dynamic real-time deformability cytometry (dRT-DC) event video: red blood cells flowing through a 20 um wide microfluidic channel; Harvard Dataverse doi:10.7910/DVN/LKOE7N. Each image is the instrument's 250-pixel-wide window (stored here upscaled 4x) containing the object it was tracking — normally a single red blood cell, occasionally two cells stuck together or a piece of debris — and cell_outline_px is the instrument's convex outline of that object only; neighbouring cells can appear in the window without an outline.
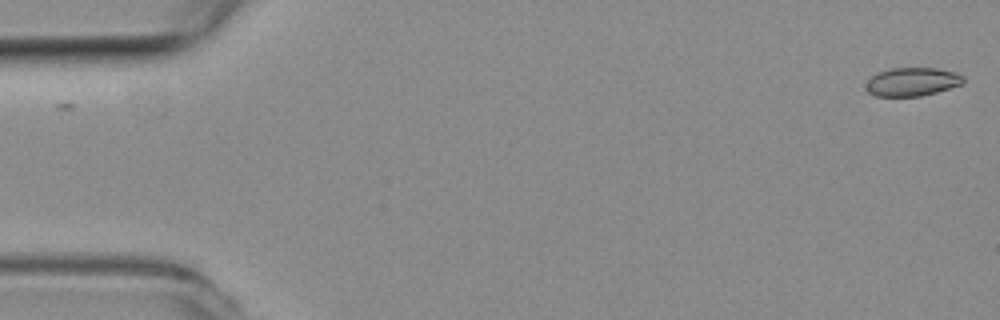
{"species": "common noctule bat (a hibernating species)", "species_latin": "Nyctalus noctula", "temperature_condition": "room temperature", "stored_images_in_passage": 53, "camera_frame_rate_fps": 3000, "um_per_image_px": 0.085, "animal": {"sex": "female", "body_mass_g": 19.3, "forearm_length_mm": 54.1}, "frame": {"image": 1, "passage_image": 1, "time_ms": 0.0, "image_size_px": [1000, 320], "cell_outline_px": [[964, 84], [936, 92], [920, 96], [876, 96], [868, 92], [864, 88], [868, 80], [876, 72], [892, 68], [936, 68], [956, 72], [964, 76]], "centroid_in_image_um": [77.54, 6.95], "position_along_channel_um": 7.5, "area_um2": 16.3}}
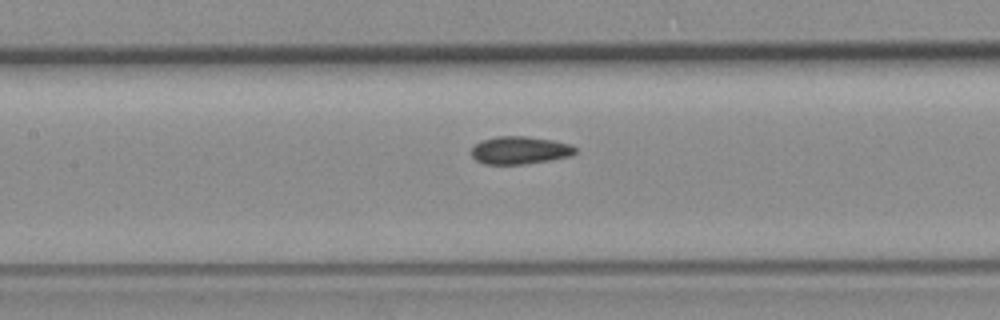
{"frame": {"image": 2, "passage_image": 24, "time_ms": 7.667, "image_size_px": [1000, 320], "cell_outline_px": [[576, 152], [572, 156], [552, 160], [524, 164], [484, 164], [476, 160], [472, 156], [472, 148], [476, 144], [484, 140], [496, 136], [524, 136], [552, 140], [572, 144], [576, 148]], "centroid_in_image_um": [44.23, 12.78], "position_along_channel_um": 163.2, "area_um2": 16.82}}
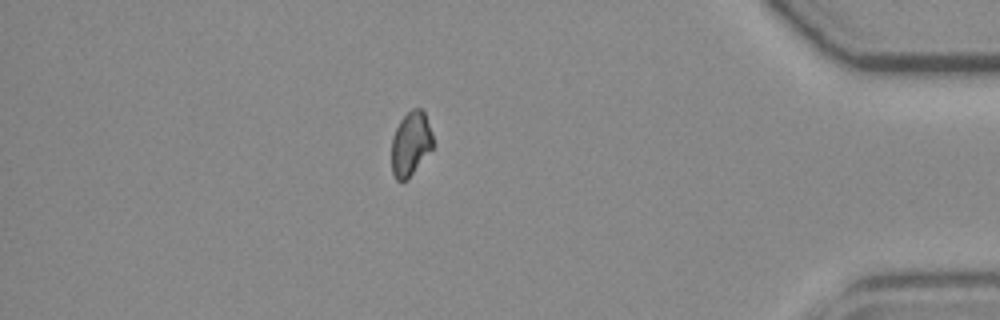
{"frame": {"image": 3, "passage_image": 46, "time_ms": 15.0, "image_size_px": [1000, 320], "cell_outline_px": [[432, 148], [408, 180], [400, 184], [396, 180], [392, 172], [392, 136], [400, 120], [412, 108], [420, 108], [424, 112], [432, 132]], "centroid_in_image_um": [34.89, 12.26], "position_along_channel_um": 400.3, "area_um2": 15.55}, "authors_computed_cell_mechanics": {"area_um2": 16.6464, "velocity_mm_per_s": 3.8247, "shape_relaxation_time_tau1_ms": null, "shape_relaxation_time_tau2_ms": 2.7642, "deformation_change_tau1": null, "deformation_change_tau2": 0.061}}